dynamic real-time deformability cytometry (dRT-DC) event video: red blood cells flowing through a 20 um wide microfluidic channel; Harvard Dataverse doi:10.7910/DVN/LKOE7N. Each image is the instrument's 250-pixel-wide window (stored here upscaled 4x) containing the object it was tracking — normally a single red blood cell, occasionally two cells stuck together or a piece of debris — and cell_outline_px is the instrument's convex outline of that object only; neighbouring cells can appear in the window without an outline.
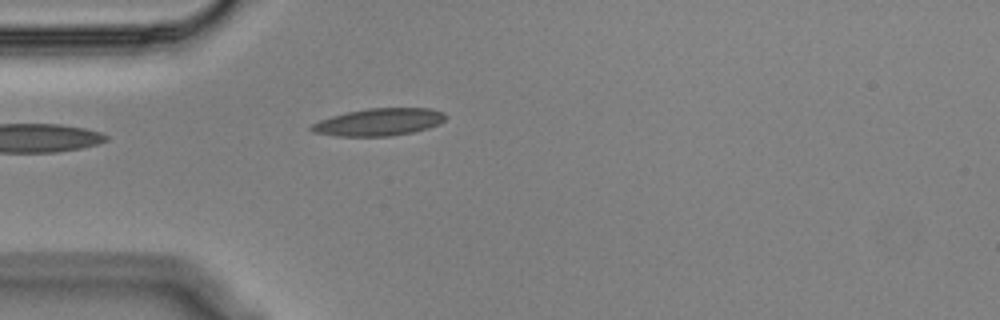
{"species": "Egyptian fruit bat (a non-hibernating species)", "species_latin": "Rousettus aegyptiacus", "temperature_condition": "cold", "stored_images_in_passage": 23, "camera_frame_rate_fps": 3000, "um_per_image_px": 0.085, "animal": {"sex": "male"}, "frame": {"image": 1, "passage_image": 1, "time_ms": 0.0, "image_size_px": [1000, 320], "cell_outline_px": [[448, 116], [444, 120], [428, 128], [412, 132], [388, 136], [340, 136], [312, 132], [308, 128], [312, 124], [320, 120], [332, 116], [348, 112], [368, 108], [432, 108], [444, 112]], "centroid_in_image_um": [32.21, 10.37], "position_along_channel_um": 52.8, "area_um2": 21.27}}